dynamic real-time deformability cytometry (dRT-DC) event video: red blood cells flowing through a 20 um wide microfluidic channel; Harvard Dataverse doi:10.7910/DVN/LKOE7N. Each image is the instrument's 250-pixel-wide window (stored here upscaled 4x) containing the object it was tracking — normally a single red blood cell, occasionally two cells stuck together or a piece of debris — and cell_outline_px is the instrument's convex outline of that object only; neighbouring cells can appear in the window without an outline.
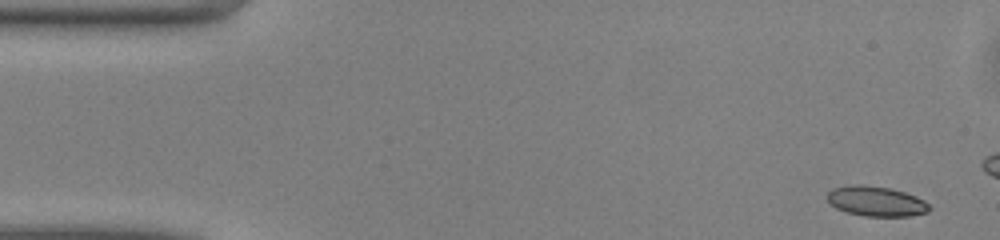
{"species": "common noctule bat (a hibernating species)", "species_latin": "Nyctalus noctula", "temperature_condition": "warm", "stored_images_in_passage": 12, "camera_frame_rate_fps": 3000, "um_per_image_px": 0.085, "animal": {"sex": "male", "body_mass_g": 13.0, "forearm_length_mm": 53.1}, "frame": {"image": 1, "passage_image": 1, "time_ms": 0.0, "image_size_px": [1000, 240], "cell_outline_px": [[932, 208], [928, 212], [908, 216], [864, 216], [848, 212], [836, 208], [828, 200], [828, 192], [832, 188], [852, 184], [864, 184], [888, 188], [904, 192], [916, 196], [924, 200]], "centroid_in_image_um": [74.48, 17.1], "position_along_channel_um": 10.5, "area_um2": 17.8}}